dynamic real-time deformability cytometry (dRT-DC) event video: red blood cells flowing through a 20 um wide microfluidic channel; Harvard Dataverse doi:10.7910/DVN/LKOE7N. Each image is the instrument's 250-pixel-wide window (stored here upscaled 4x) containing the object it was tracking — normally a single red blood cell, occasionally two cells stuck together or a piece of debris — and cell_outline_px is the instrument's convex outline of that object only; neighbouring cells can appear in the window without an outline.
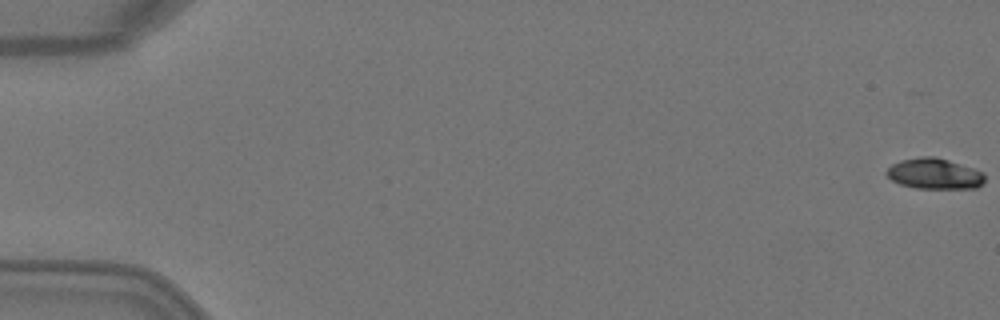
{"species": "Egyptian fruit bat (a non-hibernating species)", "species_latin": "Rousettus aegyptiacus", "temperature_condition": "warm", "stored_images_in_passage": 6, "camera_frame_rate_fps": 3000, "um_per_image_px": 0.085, "animal": {"sex": "female"}, "frame": {"image": 1, "passage_image": 1, "time_ms": 0.0, "image_size_px": [1000, 320], "cell_outline_px": [[984, 180], [976, 188], [916, 188], [900, 184], [892, 180], [884, 172], [892, 164], [900, 160], [920, 156], [932, 156], [948, 160], [984, 172]], "centroid_in_image_um": [79.39, 14.76], "position_along_channel_um": 5.6, "area_um2": 17.46}}
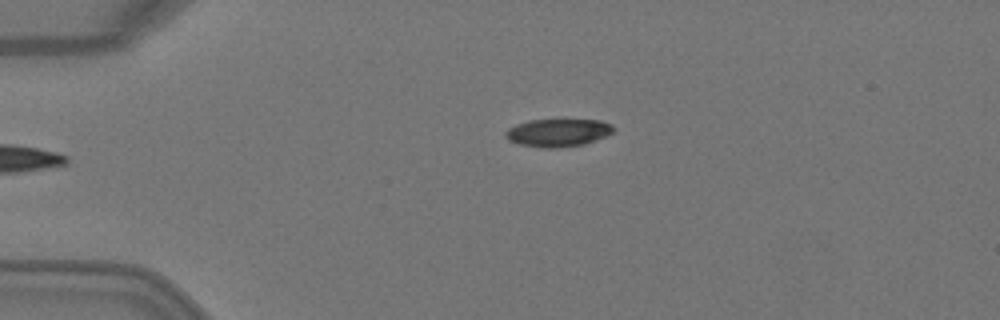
{"frame": {"image": 2, "passage_image": 6, "time_ms": 1.667, "image_size_px": [1000, 320], "cell_outline_px": [[616, 128], [612, 132], [604, 136], [584, 144], [556, 148], [540, 148], [520, 144], [508, 140], [504, 136], [504, 132], [508, 128], [516, 124], [528, 120], [564, 116], [600, 120], [612, 124]], "centroid_in_image_um": [47.42, 11.21], "position_along_channel_um": 37.6, "area_um2": 18.55}}